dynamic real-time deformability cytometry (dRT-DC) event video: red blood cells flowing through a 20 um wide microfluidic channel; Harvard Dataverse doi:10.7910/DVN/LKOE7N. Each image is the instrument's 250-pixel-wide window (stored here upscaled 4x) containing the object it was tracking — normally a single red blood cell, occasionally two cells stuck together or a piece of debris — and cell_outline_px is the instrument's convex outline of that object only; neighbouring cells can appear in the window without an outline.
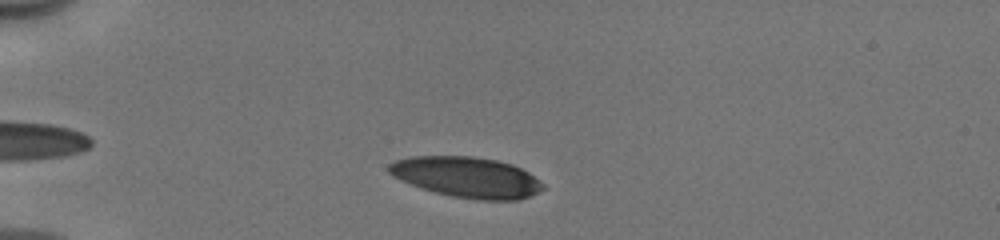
{"species": "human", "species_latin": "Homo sapiens", "temperature_condition": "cold", "stored_images_in_passage": 43, "camera_frame_rate_fps": 3000, "um_per_image_px": 0.085, "donor": {"sex": "male"}, "frame": {"image": 1, "passage_image": 5, "time_ms": 1.333, "image_size_px": [1000, 240], "cell_outline_px": [[544, 188], [520, 200], [480, 200], [452, 196], [436, 192], [400, 180], [388, 172], [388, 164], [396, 160], [408, 156], [472, 156], [496, 160], [512, 164], [528, 172], [544, 184]], "centroid_in_image_um": [39.67, 15.05], "position_along_channel_um": 45.3, "area_um2": 36.24}}
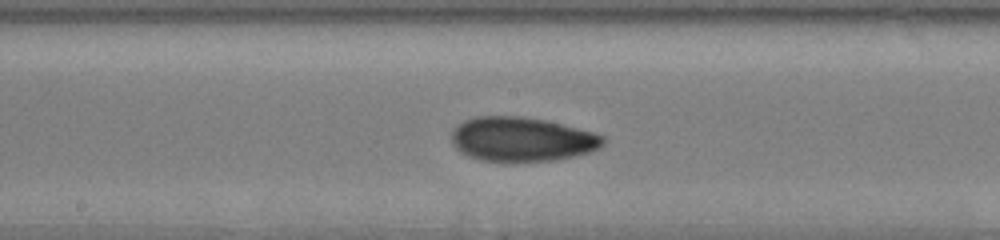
{"frame": {"image": 2, "passage_image": 20, "time_ms": 6.333, "image_size_px": [1000, 240], "cell_outline_px": [[604, 144], [600, 148], [588, 152], [572, 156], [552, 160], [480, 160], [468, 156], [460, 152], [452, 144], [452, 132], [464, 120], [476, 116], [520, 116], [544, 120], [592, 132], [604, 136]], "centroid_in_image_um": [44.33, 11.82], "position_along_channel_um": 203.9, "area_um2": 38.44}}
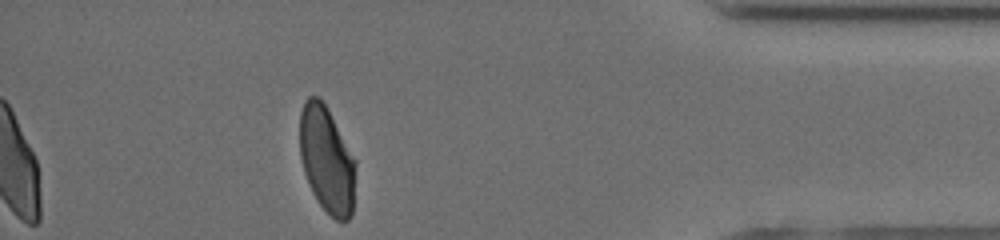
{"frame": {"image": 3, "passage_image": 38, "time_ms": 12.333, "image_size_px": [1000, 240], "cell_outline_px": [[356, 164], [352, 216], [348, 220], [336, 220], [320, 204], [312, 192], [304, 172], [300, 156], [300, 112], [304, 100], [308, 96], [320, 96], [328, 108], [356, 160]], "centroid_in_image_um": [27.78, 13.53], "position_along_channel_um": 407.4, "area_um2": 34.85}, "authors_computed_cell_mechanics": {"area_um2": 37.1076, "velocity_mm_per_s": 3.9664, "shape_relaxation_time_tau1_ms": 6.0195, "shape_relaxation_time_tau2_ms": 1.6516, "deformation_change_tau1": 0.1665, "deformation_change_tau2": 0.0647}}